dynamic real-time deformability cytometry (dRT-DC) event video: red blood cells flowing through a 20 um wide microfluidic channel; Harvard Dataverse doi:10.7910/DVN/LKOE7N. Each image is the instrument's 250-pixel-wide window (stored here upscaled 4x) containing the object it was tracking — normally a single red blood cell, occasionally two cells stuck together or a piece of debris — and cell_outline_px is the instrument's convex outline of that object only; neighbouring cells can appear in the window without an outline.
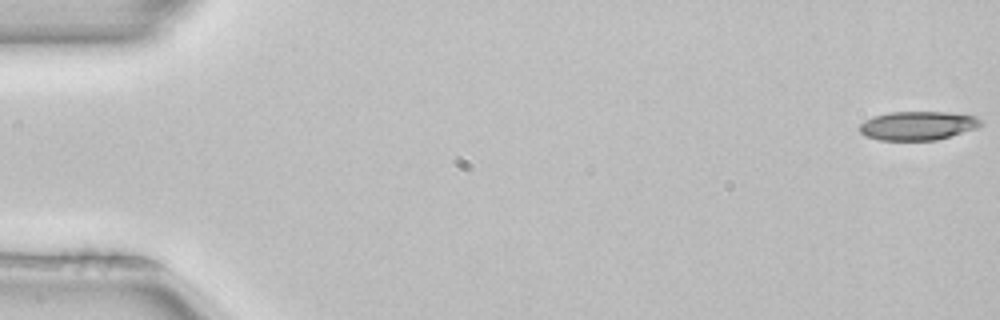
{"species": "common noctule bat (a hibernating species)", "species_latin": "Nyctalus noctula", "temperature_condition": "room temperature", "stored_images_in_passage": 51, "camera_frame_rate_fps": 3000, "um_per_image_px": 0.085, "animal": {"sex": "female", "body_mass_g": 22.7, "forearm_length_mm": 54.2}, "frame": {"image": 1, "passage_image": 1, "time_ms": 0.0, "image_size_px": [1000, 320], "cell_outline_px": [[984, 124], [976, 128], [936, 140], [880, 140], [864, 136], [860, 132], [860, 124], [864, 120], [888, 112], [948, 112], [976, 116]], "centroid_in_image_um": [78.0, 10.68], "position_along_channel_um": 7.0, "area_um2": 20.29}}
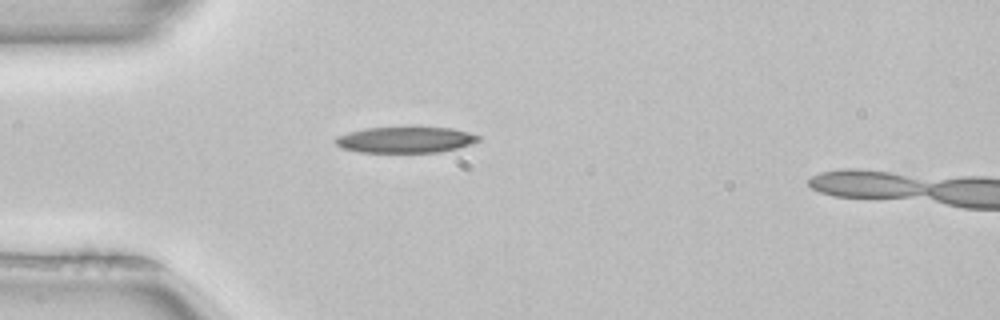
{"frame": {"image": 2, "passage_image": 15, "time_ms": 4.667, "image_size_px": [1000, 320], "cell_outline_px": [[480, 140], [456, 148], [440, 152], [360, 152], [340, 148], [332, 140], [336, 136], [348, 132], [364, 128], [452, 128], [468, 132], [480, 136]], "centroid_in_image_um": [34.39, 11.89], "position_along_channel_um": 50.6, "area_um2": 21.5}}
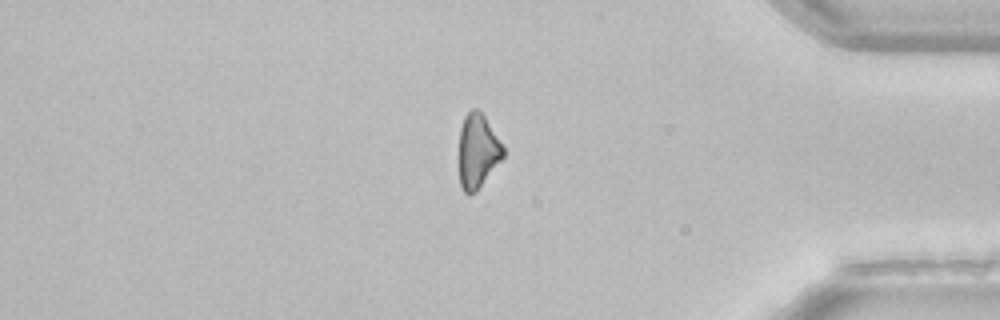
{"frame": {"image": 3, "passage_image": 44, "time_ms": 14.333, "image_size_px": [1000, 320], "cell_outline_px": [[504, 156], [476, 192], [468, 196], [460, 188], [460, 128], [464, 116], [472, 108], [476, 108], [484, 116], [504, 148]], "centroid_in_image_um": [40.59, 12.87], "position_along_channel_um": 394.6, "area_um2": 18.84}}